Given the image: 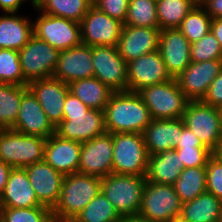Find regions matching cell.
<instances>
[{"mask_svg":"<svg viewBox=\"0 0 222 222\" xmlns=\"http://www.w3.org/2000/svg\"><path fill=\"white\" fill-rule=\"evenodd\" d=\"M105 127L109 133H142L151 123L149 109L137 92H113L105 109Z\"/></svg>","mask_w":222,"mask_h":222,"instance_id":"6da1fadb","label":"cell"},{"mask_svg":"<svg viewBox=\"0 0 222 222\" xmlns=\"http://www.w3.org/2000/svg\"><path fill=\"white\" fill-rule=\"evenodd\" d=\"M172 79L159 50L142 55L127 63V91L138 92L144 87Z\"/></svg>","mask_w":222,"mask_h":222,"instance_id":"5bb4252c","label":"cell"},{"mask_svg":"<svg viewBox=\"0 0 222 222\" xmlns=\"http://www.w3.org/2000/svg\"><path fill=\"white\" fill-rule=\"evenodd\" d=\"M152 119H179L189 100L179 88L175 78L142 88L137 92Z\"/></svg>","mask_w":222,"mask_h":222,"instance_id":"5b68a950","label":"cell"},{"mask_svg":"<svg viewBox=\"0 0 222 222\" xmlns=\"http://www.w3.org/2000/svg\"><path fill=\"white\" fill-rule=\"evenodd\" d=\"M92 5L93 0H38L33 9L80 23Z\"/></svg>","mask_w":222,"mask_h":222,"instance_id":"f546056e","label":"cell"},{"mask_svg":"<svg viewBox=\"0 0 222 222\" xmlns=\"http://www.w3.org/2000/svg\"><path fill=\"white\" fill-rule=\"evenodd\" d=\"M161 30L123 25L117 49L126 63L159 50Z\"/></svg>","mask_w":222,"mask_h":222,"instance_id":"ffe728a7","label":"cell"},{"mask_svg":"<svg viewBox=\"0 0 222 222\" xmlns=\"http://www.w3.org/2000/svg\"><path fill=\"white\" fill-rule=\"evenodd\" d=\"M0 83L28 86L24 78L19 60V51L0 49Z\"/></svg>","mask_w":222,"mask_h":222,"instance_id":"8d00e7d4","label":"cell"},{"mask_svg":"<svg viewBox=\"0 0 222 222\" xmlns=\"http://www.w3.org/2000/svg\"><path fill=\"white\" fill-rule=\"evenodd\" d=\"M174 186L146 181L139 216L151 222H170L181 214Z\"/></svg>","mask_w":222,"mask_h":222,"instance_id":"ba28073f","label":"cell"},{"mask_svg":"<svg viewBox=\"0 0 222 222\" xmlns=\"http://www.w3.org/2000/svg\"><path fill=\"white\" fill-rule=\"evenodd\" d=\"M124 25L159 28L156 2L153 0H129Z\"/></svg>","mask_w":222,"mask_h":222,"instance_id":"e575fe53","label":"cell"},{"mask_svg":"<svg viewBox=\"0 0 222 222\" xmlns=\"http://www.w3.org/2000/svg\"><path fill=\"white\" fill-rule=\"evenodd\" d=\"M148 157L142 133H113L112 173L145 176Z\"/></svg>","mask_w":222,"mask_h":222,"instance_id":"8992f818","label":"cell"},{"mask_svg":"<svg viewBox=\"0 0 222 222\" xmlns=\"http://www.w3.org/2000/svg\"><path fill=\"white\" fill-rule=\"evenodd\" d=\"M101 191V178L72 173L64 177L59 199L52 216L55 222H72Z\"/></svg>","mask_w":222,"mask_h":222,"instance_id":"7a4b0ae2","label":"cell"},{"mask_svg":"<svg viewBox=\"0 0 222 222\" xmlns=\"http://www.w3.org/2000/svg\"><path fill=\"white\" fill-rule=\"evenodd\" d=\"M11 169V166L0 160V196L4 191Z\"/></svg>","mask_w":222,"mask_h":222,"instance_id":"c3c4849f","label":"cell"},{"mask_svg":"<svg viewBox=\"0 0 222 222\" xmlns=\"http://www.w3.org/2000/svg\"><path fill=\"white\" fill-rule=\"evenodd\" d=\"M184 126L182 118L152 119L142 132L148 155L173 150Z\"/></svg>","mask_w":222,"mask_h":222,"instance_id":"cb8c5ba5","label":"cell"},{"mask_svg":"<svg viewBox=\"0 0 222 222\" xmlns=\"http://www.w3.org/2000/svg\"><path fill=\"white\" fill-rule=\"evenodd\" d=\"M39 12L40 16L33 21V32L37 38L59 51L82 44L79 22Z\"/></svg>","mask_w":222,"mask_h":222,"instance_id":"9c48e42d","label":"cell"},{"mask_svg":"<svg viewBox=\"0 0 222 222\" xmlns=\"http://www.w3.org/2000/svg\"><path fill=\"white\" fill-rule=\"evenodd\" d=\"M0 15V49L19 51L34 35L33 21L17 13Z\"/></svg>","mask_w":222,"mask_h":222,"instance_id":"484cf974","label":"cell"},{"mask_svg":"<svg viewBox=\"0 0 222 222\" xmlns=\"http://www.w3.org/2000/svg\"><path fill=\"white\" fill-rule=\"evenodd\" d=\"M120 222H151V221H148L147 219H144L139 215H135V216L122 217Z\"/></svg>","mask_w":222,"mask_h":222,"instance_id":"f907efd6","label":"cell"},{"mask_svg":"<svg viewBox=\"0 0 222 222\" xmlns=\"http://www.w3.org/2000/svg\"><path fill=\"white\" fill-rule=\"evenodd\" d=\"M222 70V59L191 62L175 79L189 101H201Z\"/></svg>","mask_w":222,"mask_h":222,"instance_id":"2e32d148","label":"cell"},{"mask_svg":"<svg viewBox=\"0 0 222 222\" xmlns=\"http://www.w3.org/2000/svg\"><path fill=\"white\" fill-rule=\"evenodd\" d=\"M11 129L22 134L35 135L45 139L55 134V127L49 121L42 106L28 86H23L19 113L16 123Z\"/></svg>","mask_w":222,"mask_h":222,"instance_id":"e0dca14e","label":"cell"},{"mask_svg":"<svg viewBox=\"0 0 222 222\" xmlns=\"http://www.w3.org/2000/svg\"><path fill=\"white\" fill-rule=\"evenodd\" d=\"M0 222H55L47 207H0Z\"/></svg>","mask_w":222,"mask_h":222,"instance_id":"74e56055","label":"cell"},{"mask_svg":"<svg viewBox=\"0 0 222 222\" xmlns=\"http://www.w3.org/2000/svg\"><path fill=\"white\" fill-rule=\"evenodd\" d=\"M113 134L106 132L82 142L78 172L105 178L112 173Z\"/></svg>","mask_w":222,"mask_h":222,"instance_id":"4fadbf2b","label":"cell"},{"mask_svg":"<svg viewBox=\"0 0 222 222\" xmlns=\"http://www.w3.org/2000/svg\"><path fill=\"white\" fill-rule=\"evenodd\" d=\"M60 51L33 35L19 50L24 78L31 82L36 79L53 77Z\"/></svg>","mask_w":222,"mask_h":222,"instance_id":"30bf717a","label":"cell"},{"mask_svg":"<svg viewBox=\"0 0 222 222\" xmlns=\"http://www.w3.org/2000/svg\"><path fill=\"white\" fill-rule=\"evenodd\" d=\"M170 222H189L185 219H183L181 216L175 217L172 221Z\"/></svg>","mask_w":222,"mask_h":222,"instance_id":"f5cc1de1","label":"cell"},{"mask_svg":"<svg viewBox=\"0 0 222 222\" xmlns=\"http://www.w3.org/2000/svg\"><path fill=\"white\" fill-rule=\"evenodd\" d=\"M212 18L197 4L183 19L179 26L180 32L190 44L199 41L211 30Z\"/></svg>","mask_w":222,"mask_h":222,"instance_id":"d590c367","label":"cell"},{"mask_svg":"<svg viewBox=\"0 0 222 222\" xmlns=\"http://www.w3.org/2000/svg\"><path fill=\"white\" fill-rule=\"evenodd\" d=\"M190 49V42L178 28L161 30L159 51L172 78H176L191 63Z\"/></svg>","mask_w":222,"mask_h":222,"instance_id":"7402d4cb","label":"cell"},{"mask_svg":"<svg viewBox=\"0 0 222 222\" xmlns=\"http://www.w3.org/2000/svg\"><path fill=\"white\" fill-rule=\"evenodd\" d=\"M46 140L12 129H0V160L12 168H26L44 160Z\"/></svg>","mask_w":222,"mask_h":222,"instance_id":"277c9868","label":"cell"},{"mask_svg":"<svg viewBox=\"0 0 222 222\" xmlns=\"http://www.w3.org/2000/svg\"><path fill=\"white\" fill-rule=\"evenodd\" d=\"M70 92L80 99L90 109L104 111L110 96L114 92L96 77L72 81Z\"/></svg>","mask_w":222,"mask_h":222,"instance_id":"f1b7e54d","label":"cell"},{"mask_svg":"<svg viewBox=\"0 0 222 222\" xmlns=\"http://www.w3.org/2000/svg\"><path fill=\"white\" fill-rule=\"evenodd\" d=\"M25 2H28V0H0V9L4 13H17L21 8L22 3L24 4ZM30 2L32 4L31 6L34 7L35 3L33 0Z\"/></svg>","mask_w":222,"mask_h":222,"instance_id":"7dc6e473","label":"cell"},{"mask_svg":"<svg viewBox=\"0 0 222 222\" xmlns=\"http://www.w3.org/2000/svg\"><path fill=\"white\" fill-rule=\"evenodd\" d=\"M173 186L182 204L192 201L206 192V166L184 168Z\"/></svg>","mask_w":222,"mask_h":222,"instance_id":"4dcf8cb0","label":"cell"},{"mask_svg":"<svg viewBox=\"0 0 222 222\" xmlns=\"http://www.w3.org/2000/svg\"><path fill=\"white\" fill-rule=\"evenodd\" d=\"M182 120L192 130L203 145L215 151L222 144V110L204 104L202 101H189Z\"/></svg>","mask_w":222,"mask_h":222,"instance_id":"52a82bcc","label":"cell"},{"mask_svg":"<svg viewBox=\"0 0 222 222\" xmlns=\"http://www.w3.org/2000/svg\"><path fill=\"white\" fill-rule=\"evenodd\" d=\"M193 147H206L202 144L199 138L192 132L191 129L184 126L182 135L179 137L178 144L175 148H193Z\"/></svg>","mask_w":222,"mask_h":222,"instance_id":"f6af8a7d","label":"cell"},{"mask_svg":"<svg viewBox=\"0 0 222 222\" xmlns=\"http://www.w3.org/2000/svg\"><path fill=\"white\" fill-rule=\"evenodd\" d=\"M197 4V0H159L156 2L159 29L179 28L183 19Z\"/></svg>","mask_w":222,"mask_h":222,"instance_id":"1f68e13d","label":"cell"},{"mask_svg":"<svg viewBox=\"0 0 222 222\" xmlns=\"http://www.w3.org/2000/svg\"><path fill=\"white\" fill-rule=\"evenodd\" d=\"M93 5L112 18L125 22L129 0H93Z\"/></svg>","mask_w":222,"mask_h":222,"instance_id":"b9f144b4","label":"cell"},{"mask_svg":"<svg viewBox=\"0 0 222 222\" xmlns=\"http://www.w3.org/2000/svg\"><path fill=\"white\" fill-rule=\"evenodd\" d=\"M183 169L184 164L175 149L149 155L145 179L153 183L173 185Z\"/></svg>","mask_w":222,"mask_h":222,"instance_id":"4316f807","label":"cell"},{"mask_svg":"<svg viewBox=\"0 0 222 222\" xmlns=\"http://www.w3.org/2000/svg\"><path fill=\"white\" fill-rule=\"evenodd\" d=\"M222 201L209 192L182 204L180 216L189 222H220Z\"/></svg>","mask_w":222,"mask_h":222,"instance_id":"83f0119b","label":"cell"},{"mask_svg":"<svg viewBox=\"0 0 222 222\" xmlns=\"http://www.w3.org/2000/svg\"><path fill=\"white\" fill-rule=\"evenodd\" d=\"M184 168L206 166L208 159L213 155L208 147L174 148Z\"/></svg>","mask_w":222,"mask_h":222,"instance_id":"60d3db41","label":"cell"},{"mask_svg":"<svg viewBox=\"0 0 222 222\" xmlns=\"http://www.w3.org/2000/svg\"><path fill=\"white\" fill-rule=\"evenodd\" d=\"M211 31L214 34L215 38L218 40L222 49V18L212 19Z\"/></svg>","mask_w":222,"mask_h":222,"instance_id":"681fc988","label":"cell"},{"mask_svg":"<svg viewBox=\"0 0 222 222\" xmlns=\"http://www.w3.org/2000/svg\"><path fill=\"white\" fill-rule=\"evenodd\" d=\"M124 23L92 5L80 22L82 44L117 46Z\"/></svg>","mask_w":222,"mask_h":222,"instance_id":"8fae6325","label":"cell"},{"mask_svg":"<svg viewBox=\"0 0 222 222\" xmlns=\"http://www.w3.org/2000/svg\"><path fill=\"white\" fill-rule=\"evenodd\" d=\"M0 207H45L39 203L25 168L11 169L4 191L0 196Z\"/></svg>","mask_w":222,"mask_h":222,"instance_id":"d4e9b609","label":"cell"},{"mask_svg":"<svg viewBox=\"0 0 222 222\" xmlns=\"http://www.w3.org/2000/svg\"><path fill=\"white\" fill-rule=\"evenodd\" d=\"M49 121L56 128L63 119V108L69 85L55 77L36 79L28 83Z\"/></svg>","mask_w":222,"mask_h":222,"instance_id":"ac0fdd59","label":"cell"},{"mask_svg":"<svg viewBox=\"0 0 222 222\" xmlns=\"http://www.w3.org/2000/svg\"><path fill=\"white\" fill-rule=\"evenodd\" d=\"M190 56L191 62L222 59V49L211 30L199 41L191 44Z\"/></svg>","mask_w":222,"mask_h":222,"instance_id":"f35d334b","label":"cell"},{"mask_svg":"<svg viewBox=\"0 0 222 222\" xmlns=\"http://www.w3.org/2000/svg\"><path fill=\"white\" fill-rule=\"evenodd\" d=\"M204 104L222 110V70L212 81L204 98L201 100Z\"/></svg>","mask_w":222,"mask_h":222,"instance_id":"7bdbcfd3","label":"cell"},{"mask_svg":"<svg viewBox=\"0 0 222 222\" xmlns=\"http://www.w3.org/2000/svg\"><path fill=\"white\" fill-rule=\"evenodd\" d=\"M53 77L66 84L75 80L94 77L92 47L81 44L61 50Z\"/></svg>","mask_w":222,"mask_h":222,"instance_id":"44dd1931","label":"cell"},{"mask_svg":"<svg viewBox=\"0 0 222 222\" xmlns=\"http://www.w3.org/2000/svg\"><path fill=\"white\" fill-rule=\"evenodd\" d=\"M90 108L87 107L80 99H78L70 91L66 96L63 114L86 113Z\"/></svg>","mask_w":222,"mask_h":222,"instance_id":"ee69618b","label":"cell"},{"mask_svg":"<svg viewBox=\"0 0 222 222\" xmlns=\"http://www.w3.org/2000/svg\"><path fill=\"white\" fill-rule=\"evenodd\" d=\"M82 143L53 134L44 148V160L64 176L77 173L80 165Z\"/></svg>","mask_w":222,"mask_h":222,"instance_id":"603a6c76","label":"cell"},{"mask_svg":"<svg viewBox=\"0 0 222 222\" xmlns=\"http://www.w3.org/2000/svg\"><path fill=\"white\" fill-rule=\"evenodd\" d=\"M145 176L111 173L101 179V192L121 217L139 214L146 185Z\"/></svg>","mask_w":222,"mask_h":222,"instance_id":"3957f363","label":"cell"},{"mask_svg":"<svg viewBox=\"0 0 222 222\" xmlns=\"http://www.w3.org/2000/svg\"><path fill=\"white\" fill-rule=\"evenodd\" d=\"M220 222H222V211H221V217H220Z\"/></svg>","mask_w":222,"mask_h":222,"instance_id":"db71d44e","label":"cell"},{"mask_svg":"<svg viewBox=\"0 0 222 222\" xmlns=\"http://www.w3.org/2000/svg\"><path fill=\"white\" fill-rule=\"evenodd\" d=\"M121 216L100 191L72 222H120Z\"/></svg>","mask_w":222,"mask_h":222,"instance_id":"836d02e7","label":"cell"},{"mask_svg":"<svg viewBox=\"0 0 222 222\" xmlns=\"http://www.w3.org/2000/svg\"><path fill=\"white\" fill-rule=\"evenodd\" d=\"M94 77L114 92L127 91V63L117 46H92Z\"/></svg>","mask_w":222,"mask_h":222,"instance_id":"7c38bea8","label":"cell"},{"mask_svg":"<svg viewBox=\"0 0 222 222\" xmlns=\"http://www.w3.org/2000/svg\"><path fill=\"white\" fill-rule=\"evenodd\" d=\"M23 96V86L0 83V129H11L16 123Z\"/></svg>","mask_w":222,"mask_h":222,"instance_id":"d6a6232c","label":"cell"},{"mask_svg":"<svg viewBox=\"0 0 222 222\" xmlns=\"http://www.w3.org/2000/svg\"><path fill=\"white\" fill-rule=\"evenodd\" d=\"M206 191L222 201V162L214 154L206 164Z\"/></svg>","mask_w":222,"mask_h":222,"instance_id":"ab89813d","label":"cell"},{"mask_svg":"<svg viewBox=\"0 0 222 222\" xmlns=\"http://www.w3.org/2000/svg\"><path fill=\"white\" fill-rule=\"evenodd\" d=\"M198 4L212 18H222V0H200Z\"/></svg>","mask_w":222,"mask_h":222,"instance_id":"bcb514c9","label":"cell"},{"mask_svg":"<svg viewBox=\"0 0 222 222\" xmlns=\"http://www.w3.org/2000/svg\"><path fill=\"white\" fill-rule=\"evenodd\" d=\"M213 154L222 162V144L213 152Z\"/></svg>","mask_w":222,"mask_h":222,"instance_id":"816d5d0a","label":"cell"},{"mask_svg":"<svg viewBox=\"0 0 222 222\" xmlns=\"http://www.w3.org/2000/svg\"><path fill=\"white\" fill-rule=\"evenodd\" d=\"M104 111L89 109L86 113L63 114L55 134L67 140L89 141L106 133Z\"/></svg>","mask_w":222,"mask_h":222,"instance_id":"9a60e30c","label":"cell"},{"mask_svg":"<svg viewBox=\"0 0 222 222\" xmlns=\"http://www.w3.org/2000/svg\"><path fill=\"white\" fill-rule=\"evenodd\" d=\"M25 170L39 203L52 210L59 199L65 176L45 160L31 164Z\"/></svg>","mask_w":222,"mask_h":222,"instance_id":"d6986e66","label":"cell"}]
</instances>
